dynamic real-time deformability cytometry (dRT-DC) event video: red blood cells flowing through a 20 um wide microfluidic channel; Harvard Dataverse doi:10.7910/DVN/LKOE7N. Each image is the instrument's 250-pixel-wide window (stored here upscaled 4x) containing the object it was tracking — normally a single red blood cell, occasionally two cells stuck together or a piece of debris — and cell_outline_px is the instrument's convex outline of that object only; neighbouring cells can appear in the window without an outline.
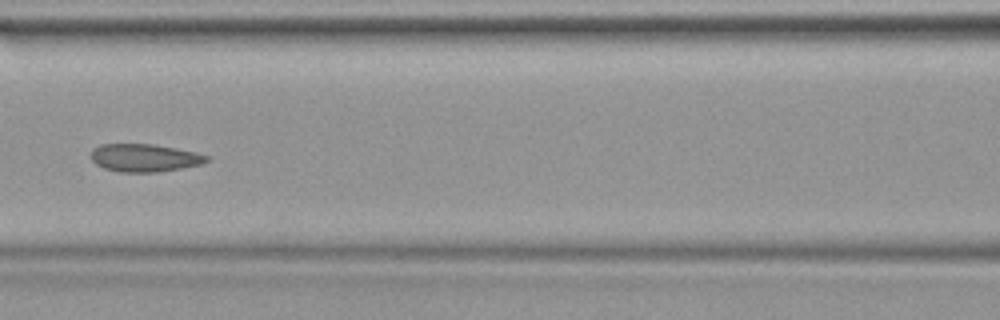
{"species": "common noctule bat (a hibernating species)", "species_latin": "Nyctalus noctula", "temperature_condition": "warm", "stored_images_in_passage": 39, "camera_frame_rate_fps": 3000, "um_per_image_px": 0.085, "animal": {"sex": "female", "body_mass_g": 19.9}, "frame": {"image": 1, "passage_image": 17, "time_ms": 5.333, "image_size_px": [1000, 320], "cell_outline_px": [[208, 160], [200, 164], [180, 168], [156, 172], [120, 172], [104, 168], [96, 164], [92, 160], [92, 148], [100, 144], [152, 144], [176, 148], [196, 152], [208, 156]], "centroid_in_image_um": [12.25, 13.41], "position_along_channel_um": 154.3, "area_um2": 18.61}}